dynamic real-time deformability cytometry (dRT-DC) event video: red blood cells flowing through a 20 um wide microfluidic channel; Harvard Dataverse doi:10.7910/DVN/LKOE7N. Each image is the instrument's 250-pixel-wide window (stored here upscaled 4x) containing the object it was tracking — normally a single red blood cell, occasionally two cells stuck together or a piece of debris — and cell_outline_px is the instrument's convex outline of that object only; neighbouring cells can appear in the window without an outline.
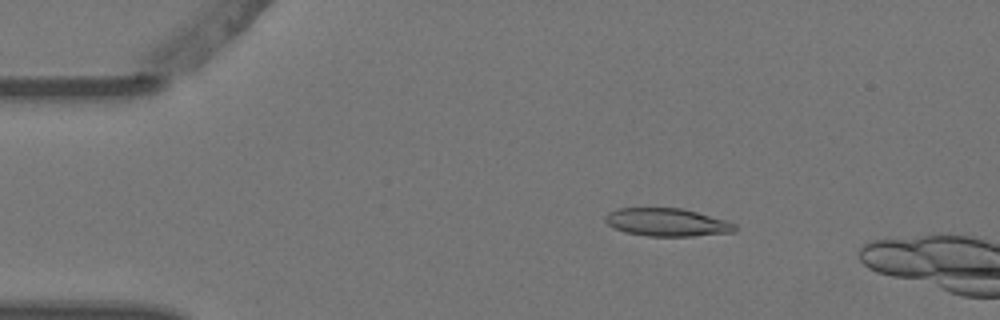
{"species": "Egyptian fruit bat (a non-hibernating species)", "species_latin": "Rousettus aegyptiacus", "temperature_condition": "warm", "stored_images_in_passage": 3, "camera_frame_rate_fps": 3000, "um_per_image_px": 0.085, "animal": {"sex": "female"}, "frame": {"image": 1, "passage_image": 2, "time_ms": 0.333, "image_size_px": [1000, 320], "cell_outline_px": [[736, 232], [692, 236], [648, 236], [624, 232], [612, 228], [604, 220], [604, 216], [608, 212], [620, 208], [680, 208], [728, 220], [736, 224]], "centroid_in_image_um": [56.69, 18.9], "position_along_channel_um": 28.3, "area_um2": 21.27}}